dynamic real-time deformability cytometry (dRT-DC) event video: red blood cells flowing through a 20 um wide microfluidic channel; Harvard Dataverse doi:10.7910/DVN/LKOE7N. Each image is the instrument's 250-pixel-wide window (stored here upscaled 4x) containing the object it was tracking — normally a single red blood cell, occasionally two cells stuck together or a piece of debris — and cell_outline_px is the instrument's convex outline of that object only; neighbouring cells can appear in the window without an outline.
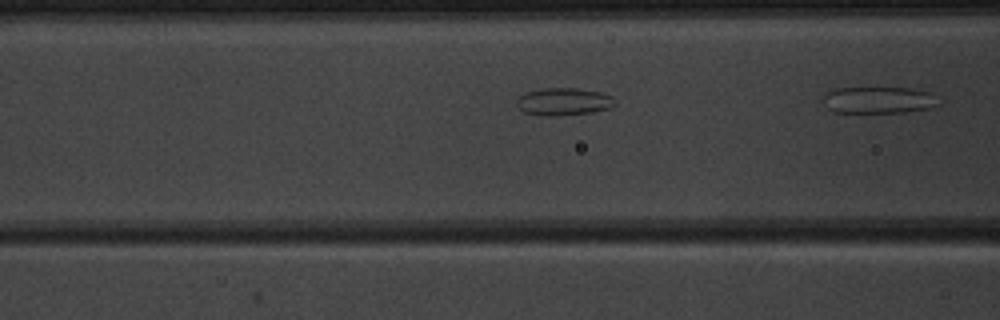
{"species": "common noctule bat (a hibernating species)", "species_latin": "Nyctalus noctula", "temperature_condition": "warm", "stored_images_in_passage": 12, "camera_frame_rate_fps": 3000, "um_per_image_px": 0.085, "animal": {"sex": "male", "body_mass_g": 20.1, "forearm_length_mm": 53.5}, "frame": {"image": 1, "passage_image": 12, "time_ms": 3.667, "image_size_px": [1000, 320], "cell_outline_px": [[940, 104], [928, 108], [904, 112], [832, 112], [824, 104], [824, 96], [828, 92], [836, 88], [916, 88], [932, 92]], "centroid_in_image_um": [74.71, 8.49], "position_along_channel_um": 91.9, "area_um2": 17.92}}